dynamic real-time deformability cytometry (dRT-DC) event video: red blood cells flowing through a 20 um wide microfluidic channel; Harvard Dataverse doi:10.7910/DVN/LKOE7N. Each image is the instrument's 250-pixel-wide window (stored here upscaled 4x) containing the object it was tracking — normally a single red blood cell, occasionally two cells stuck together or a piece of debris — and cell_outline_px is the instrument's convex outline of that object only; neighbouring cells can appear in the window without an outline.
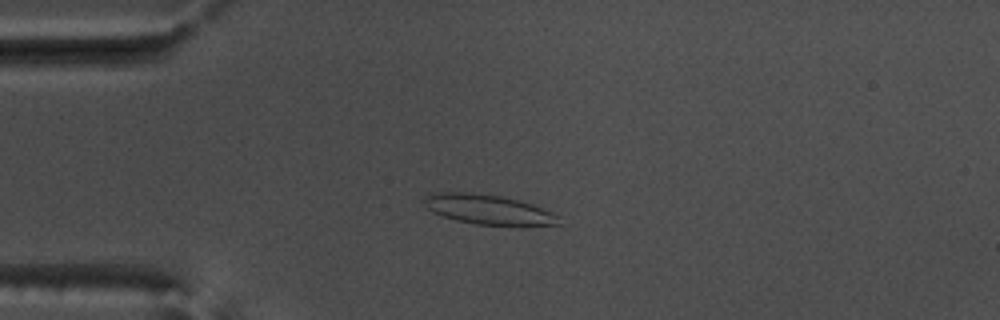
{"species": "common noctule bat (a hibernating species)", "species_latin": "Nyctalus noctula", "temperature_condition": "warm", "stored_images_in_passage": 54, "camera_frame_rate_fps": 3000, "um_per_image_px": 0.085, "animal": {"sex": "male", "body_mass_g": 17.5, "forearm_length_mm": 52.3}, "frame": {"image": 1, "passage_image": 13, "time_ms": 4.0, "image_size_px": [1000, 320], "cell_outline_px": [[560, 224], [476, 224], [456, 220], [432, 212], [420, 200], [424, 196], [440, 192], [472, 192], [500, 196], [520, 200], [532, 204], [556, 216]], "centroid_in_image_um": [41.36, 17.77], "position_along_channel_um": 43.6, "area_um2": 22.66}}
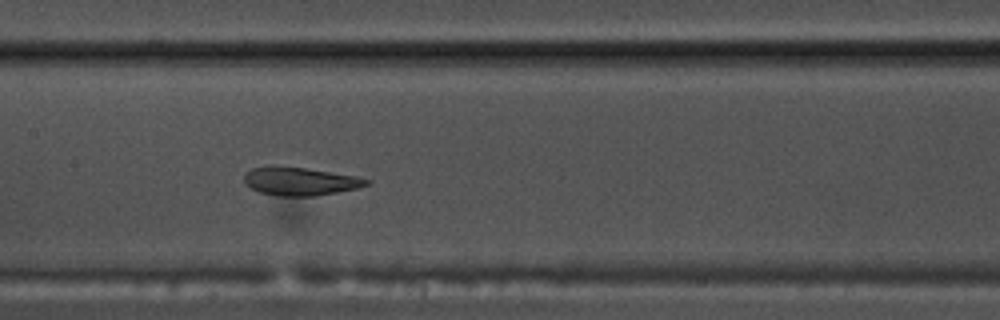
{"frame": {"image": 2, "passage_image": 26, "time_ms": 8.333, "image_size_px": [1000, 320], "cell_outline_px": [[372, 180], [368, 184], [356, 188], [316, 196], [280, 196], [260, 192], [248, 188], [244, 184], [244, 172], [252, 168], [268, 164], [304, 168], [356, 176]], "centroid_in_image_um": [25.41, 15.39], "position_along_channel_um": 182.0, "area_um2": 20.35}}
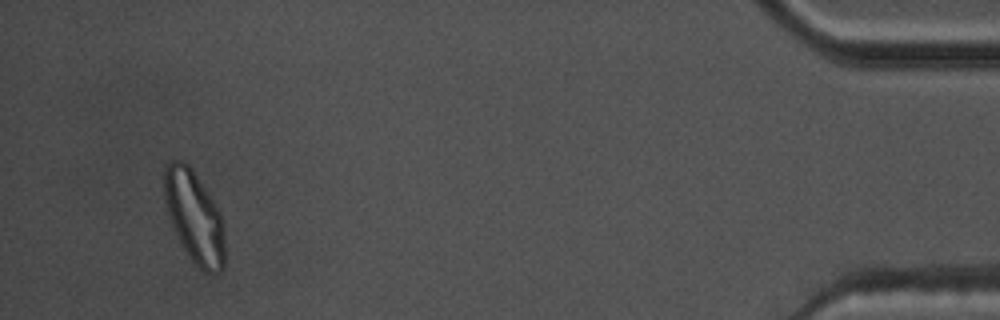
{"frame": {"image": 3, "passage_image": 51, "time_ms": 16.667, "image_size_px": [1000, 320], "cell_outline_px": [[224, 268], [220, 272], [204, 272], [192, 260], [184, 248], [172, 224], [164, 200], [164, 164], [172, 160], [184, 160], [192, 168], [220, 212], [224, 224]], "centroid_in_image_um": [16.52, 18.39], "position_along_channel_um": 418.7, "area_um2": 32.25}, "authors_computed_cell_mechanics": {"area_um2": 23.409, "velocity_mm_per_s": 3.7313, "shape_relaxation_time_tau1_ms": 5.0061, "shape_relaxation_time_tau2_ms": 1.4371, "deformation_change_tau1": 0.1816, "deformation_change_tau2": 0.0837}}